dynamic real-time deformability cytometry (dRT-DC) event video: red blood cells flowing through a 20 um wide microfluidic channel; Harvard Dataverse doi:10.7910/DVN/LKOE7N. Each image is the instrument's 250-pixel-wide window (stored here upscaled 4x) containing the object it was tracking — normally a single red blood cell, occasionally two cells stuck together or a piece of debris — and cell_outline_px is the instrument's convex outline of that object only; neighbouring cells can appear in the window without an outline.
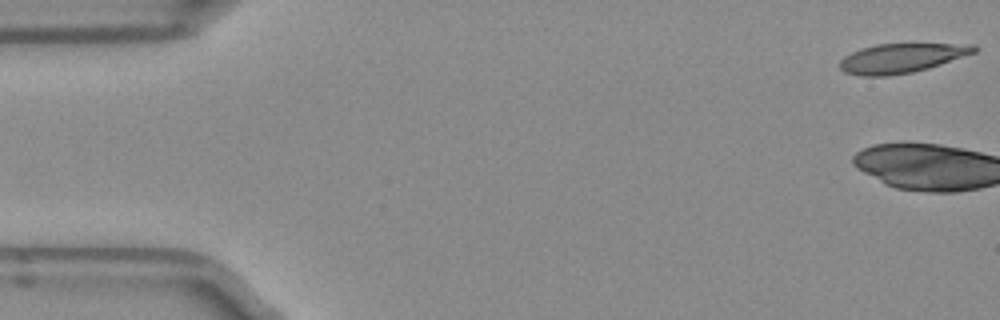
{"species": "Egyptian fruit bat (a non-hibernating species)", "species_latin": "Rousettus aegyptiacus", "temperature_condition": "room temperature", "stored_images_in_passage": 3, "camera_frame_rate_fps": 3000, "um_per_image_px": 0.085, "frame": {"image": 1, "passage_image": 1, "time_ms": 0.0, "image_size_px": [1000, 320], "cell_outline_px": [[980, 48], [976, 52], [928, 68], [912, 72], [888, 76], [860, 76], [844, 72], [840, 68], [840, 60], [844, 56], [860, 48], [876, 44], [976, 44]], "centroid_in_image_um": [76.62, 4.94], "position_along_channel_um": 8.4, "area_um2": 23.0}}